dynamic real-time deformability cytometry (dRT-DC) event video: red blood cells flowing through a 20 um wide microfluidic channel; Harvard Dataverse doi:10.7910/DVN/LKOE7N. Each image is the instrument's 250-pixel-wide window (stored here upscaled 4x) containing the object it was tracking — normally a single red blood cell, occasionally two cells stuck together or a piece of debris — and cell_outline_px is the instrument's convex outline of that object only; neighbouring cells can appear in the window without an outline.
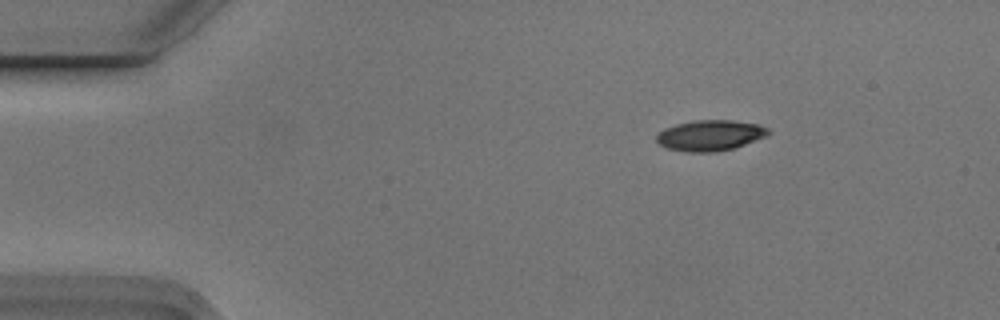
{"species": "Egyptian fruit bat (a non-hibernating species)", "species_latin": "Rousettus aegyptiacus", "temperature_condition": "cold", "stored_images_in_passage": 2, "camera_frame_rate_fps": 3000, "um_per_image_px": 0.085, "animal": {"sex": "male"}, "frame": {"image": 1, "passage_image": 2, "time_ms": 0.333, "image_size_px": [1000, 320], "cell_outline_px": [[772, 132], [768, 136], [736, 148], [716, 152], [688, 152], [668, 148], [660, 144], [656, 140], [656, 136], [664, 128], [676, 124], [696, 120], [732, 120], [756, 124], [768, 128]], "centroid_in_image_um": [60.41, 11.51], "position_along_channel_um": 24.6, "area_um2": 20.11}}